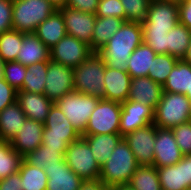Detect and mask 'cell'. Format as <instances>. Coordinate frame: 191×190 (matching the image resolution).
<instances>
[{
	"label": "cell",
	"instance_id": "816d5d0a",
	"mask_svg": "<svg viewBox=\"0 0 191 190\" xmlns=\"http://www.w3.org/2000/svg\"><path fill=\"white\" fill-rule=\"evenodd\" d=\"M183 60L189 64H191V42L190 45L188 46L187 53L184 56Z\"/></svg>",
	"mask_w": 191,
	"mask_h": 190
},
{
	"label": "cell",
	"instance_id": "4dcf8cb0",
	"mask_svg": "<svg viewBox=\"0 0 191 190\" xmlns=\"http://www.w3.org/2000/svg\"><path fill=\"white\" fill-rule=\"evenodd\" d=\"M21 178V189L23 190H46L48 176L44 169L32 166L24 159L19 168Z\"/></svg>",
	"mask_w": 191,
	"mask_h": 190
},
{
	"label": "cell",
	"instance_id": "ee69618b",
	"mask_svg": "<svg viewBox=\"0 0 191 190\" xmlns=\"http://www.w3.org/2000/svg\"><path fill=\"white\" fill-rule=\"evenodd\" d=\"M17 99V91L14 90L5 80L0 79V112L13 104Z\"/></svg>",
	"mask_w": 191,
	"mask_h": 190
},
{
	"label": "cell",
	"instance_id": "484cf974",
	"mask_svg": "<svg viewBox=\"0 0 191 190\" xmlns=\"http://www.w3.org/2000/svg\"><path fill=\"white\" fill-rule=\"evenodd\" d=\"M156 56L154 50L142 42L129 57L126 71L131 78L147 77Z\"/></svg>",
	"mask_w": 191,
	"mask_h": 190
},
{
	"label": "cell",
	"instance_id": "9f6ffc18",
	"mask_svg": "<svg viewBox=\"0 0 191 190\" xmlns=\"http://www.w3.org/2000/svg\"><path fill=\"white\" fill-rule=\"evenodd\" d=\"M186 97L191 101V90L187 91Z\"/></svg>",
	"mask_w": 191,
	"mask_h": 190
},
{
	"label": "cell",
	"instance_id": "74e56055",
	"mask_svg": "<svg viewBox=\"0 0 191 190\" xmlns=\"http://www.w3.org/2000/svg\"><path fill=\"white\" fill-rule=\"evenodd\" d=\"M125 11V21L142 23L147 16L151 0H120Z\"/></svg>",
	"mask_w": 191,
	"mask_h": 190
},
{
	"label": "cell",
	"instance_id": "e575fe53",
	"mask_svg": "<svg viewBox=\"0 0 191 190\" xmlns=\"http://www.w3.org/2000/svg\"><path fill=\"white\" fill-rule=\"evenodd\" d=\"M23 157L11 147L10 141L0 140V179L19 172Z\"/></svg>",
	"mask_w": 191,
	"mask_h": 190
},
{
	"label": "cell",
	"instance_id": "f546056e",
	"mask_svg": "<svg viewBox=\"0 0 191 190\" xmlns=\"http://www.w3.org/2000/svg\"><path fill=\"white\" fill-rule=\"evenodd\" d=\"M191 42V30L178 23L167 33V54L183 59Z\"/></svg>",
	"mask_w": 191,
	"mask_h": 190
},
{
	"label": "cell",
	"instance_id": "cb8c5ba5",
	"mask_svg": "<svg viewBox=\"0 0 191 190\" xmlns=\"http://www.w3.org/2000/svg\"><path fill=\"white\" fill-rule=\"evenodd\" d=\"M81 136L88 142L92 154L100 166L110 158L114 148L123 139L120 133Z\"/></svg>",
	"mask_w": 191,
	"mask_h": 190
},
{
	"label": "cell",
	"instance_id": "8fae6325",
	"mask_svg": "<svg viewBox=\"0 0 191 190\" xmlns=\"http://www.w3.org/2000/svg\"><path fill=\"white\" fill-rule=\"evenodd\" d=\"M93 51L86 43L74 36H64L50 48V60L64 66L75 68L84 62Z\"/></svg>",
	"mask_w": 191,
	"mask_h": 190
},
{
	"label": "cell",
	"instance_id": "6da1fadb",
	"mask_svg": "<svg viewBox=\"0 0 191 190\" xmlns=\"http://www.w3.org/2000/svg\"><path fill=\"white\" fill-rule=\"evenodd\" d=\"M142 42L143 29L141 23L124 21L120 29L98 53L108 67L126 71L129 57Z\"/></svg>",
	"mask_w": 191,
	"mask_h": 190
},
{
	"label": "cell",
	"instance_id": "83f0119b",
	"mask_svg": "<svg viewBox=\"0 0 191 190\" xmlns=\"http://www.w3.org/2000/svg\"><path fill=\"white\" fill-rule=\"evenodd\" d=\"M156 168L162 190H186L185 155L175 165Z\"/></svg>",
	"mask_w": 191,
	"mask_h": 190
},
{
	"label": "cell",
	"instance_id": "8d00e7d4",
	"mask_svg": "<svg viewBox=\"0 0 191 190\" xmlns=\"http://www.w3.org/2000/svg\"><path fill=\"white\" fill-rule=\"evenodd\" d=\"M178 61L177 58L169 54H159L153 59V65L148 71V76L157 84L163 86Z\"/></svg>",
	"mask_w": 191,
	"mask_h": 190
},
{
	"label": "cell",
	"instance_id": "4fadbf2b",
	"mask_svg": "<svg viewBox=\"0 0 191 190\" xmlns=\"http://www.w3.org/2000/svg\"><path fill=\"white\" fill-rule=\"evenodd\" d=\"M139 165H153L156 125L150 123L123 136Z\"/></svg>",
	"mask_w": 191,
	"mask_h": 190
},
{
	"label": "cell",
	"instance_id": "11a10c76",
	"mask_svg": "<svg viewBox=\"0 0 191 190\" xmlns=\"http://www.w3.org/2000/svg\"><path fill=\"white\" fill-rule=\"evenodd\" d=\"M165 1L176 2L179 4V3L186 1V0H165Z\"/></svg>",
	"mask_w": 191,
	"mask_h": 190
},
{
	"label": "cell",
	"instance_id": "f6af8a7d",
	"mask_svg": "<svg viewBox=\"0 0 191 190\" xmlns=\"http://www.w3.org/2000/svg\"><path fill=\"white\" fill-rule=\"evenodd\" d=\"M98 4L99 0H68L67 7L95 14Z\"/></svg>",
	"mask_w": 191,
	"mask_h": 190
},
{
	"label": "cell",
	"instance_id": "d6a6232c",
	"mask_svg": "<svg viewBox=\"0 0 191 190\" xmlns=\"http://www.w3.org/2000/svg\"><path fill=\"white\" fill-rule=\"evenodd\" d=\"M66 150L47 148L41 144L34 151L24 156L23 159L32 166L45 169L59 163L64 158Z\"/></svg>",
	"mask_w": 191,
	"mask_h": 190
},
{
	"label": "cell",
	"instance_id": "44dd1931",
	"mask_svg": "<svg viewBox=\"0 0 191 190\" xmlns=\"http://www.w3.org/2000/svg\"><path fill=\"white\" fill-rule=\"evenodd\" d=\"M16 101L28 119H33L40 123H45L50 108L54 104L44 94L18 91Z\"/></svg>",
	"mask_w": 191,
	"mask_h": 190
},
{
	"label": "cell",
	"instance_id": "52a82bcc",
	"mask_svg": "<svg viewBox=\"0 0 191 190\" xmlns=\"http://www.w3.org/2000/svg\"><path fill=\"white\" fill-rule=\"evenodd\" d=\"M99 100L98 97L72 91L58 99L55 104L82 135Z\"/></svg>",
	"mask_w": 191,
	"mask_h": 190
},
{
	"label": "cell",
	"instance_id": "8992f818",
	"mask_svg": "<svg viewBox=\"0 0 191 190\" xmlns=\"http://www.w3.org/2000/svg\"><path fill=\"white\" fill-rule=\"evenodd\" d=\"M81 137L65 114L54 103L44 123L42 144L52 149H67L68 145Z\"/></svg>",
	"mask_w": 191,
	"mask_h": 190
},
{
	"label": "cell",
	"instance_id": "60d3db41",
	"mask_svg": "<svg viewBox=\"0 0 191 190\" xmlns=\"http://www.w3.org/2000/svg\"><path fill=\"white\" fill-rule=\"evenodd\" d=\"M183 155L191 154V120L171 129Z\"/></svg>",
	"mask_w": 191,
	"mask_h": 190
},
{
	"label": "cell",
	"instance_id": "603a6c76",
	"mask_svg": "<svg viewBox=\"0 0 191 190\" xmlns=\"http://www.w3.org/2000/svg\"><path fill=\"white\" fill-rule=\"evenodd\" d=\"M34 34L50 49L67 35L63 15L60 10L54 11L38 25Z\"/></svg>",
	"mask_w": 191,
	"mask_h": 190
},
{
	"label": "cell",
	"instance_id": "277c9868",
	"mask_svg": "<svg viewBox=\"0 0 191 190\" xmlns=\"http://www.w3.org/2000/svg\"><path fill=\"white\" fill-rule=\"evenodd\" d=\"M191 120V101L185 94L163 92L154 109V124L158 128L172 129Z\"/></svg>",
	"mask_w": 191,
	"mask_h": 190
},
{
	"label": "cell",
	"instance_id": "ab89813d",
	"mask_svg": "<svg viewBox=\"0 0 191 190\" xmlns=\"http://www.w3.org/2000/svg\"><path fill=\"white\" fill-rule=\"evenodd\" d=\"M96 17H115L125 20V11L120 0H99Z\"/></svg>",
	"mask_w": 191,
	"mask_h": 190
},
{
	"label": "cell",
	"instance_id": "9c48e42d",
	"mask_svg": "<svg viewBox=\"0 0 191 190\" xmlns=\"http://www.w3.org/2000/svg\"><path fill=\"white\" fill-rule=\"evenodd\" d=\"M121 103L100 99L90 115L88 125L82 135L120 133Z\"/></svg>",
	"mask_w": 191,
	"mask_h": 190
},
{
	"label": "cell",
	"instance_id": "4316f807",
	"mask_svg": "<svg viewBox=\"0 0 191 190\" xmlns=\"http://www.w3.org/2000/svg\"><path fill=\"white\" fill-rule=\"evenodd\" d=\"M191 90V64L180 59L170 72L166 83L163 85L164 92L185 94Z\"/></svg>",
	"mask_w": 191,
	"mask_h": 190
},
{
	"label": "cell",
	"instance_id": "1f68e13d",
	"mask_svg": "<svg viewBox=\"0 0 191 190\" xmlns=\"http://www.w3.org/2000/svg\"><path fill=\"white\" fill-rule=\"evenodd\" d=\"M128 185L134 190H162L157 168L154 165H140Z\"/></svg>",
	"mask_w": 191,
	"mask_h": 190
},
{
	"label": "cell",
	"instance_id": "b9f144b4",
	"mask_svg": "<svg viewBox=\"0 0 191 190\" xmlns=\"http://www.w3.org/2000/svg\"><path fill=\"white\" fill-rule=\"evenodd\" d=\"M143 42L151 47L157 55L167 54V33L143 31Z\"/></svg>",
	"mask_w": 191,
	"mask_h": 190
},
{
	"label": "cell",
	"instance_id": "ffe728a7",
	"mask_svg": "<svg viewBox=\"0 0 191 190\" xmlns=\"http://www.w3.org/2000/svg\"><path fill=\"white\" fill-rule=\"evenodd\" d=\"M163 92V86L149 77L132 78L127 100L141 102L155 109Z\"/></svg>",
	"mask_w": 191,
	"mask_h": 190
},
{
	"label": "cell",
	"instance_id": "d590c367",
	"mask_svg": "<svg viewBox=\"0 0 191 190\" xmlns=\"http://www.w3.org/2000/svg\"><path fill=\"white\" fill-rule=\"evenodd\" d=\"M23 33L10 30L0 34V58L4 61H16L22 47Z\"/></svg>",
	"mask_w": 191,
	"mask_h": 190
},
{
	"label": "cell",
	"instance_id": "7a4b0ae2",
	"mask_svg": "<svg viewBox=\"0 0 191 190\" xmlns=\"http://www.w3.org/2000/svg\"><path fill=\"white\" fill-rule=\"evenodd\" d=\"M139 166L129 145L122 139L102 164L99 180L111 189L126 185Z\"/></svg>",
	"mask_w": 191,
	"mask_h": 190
},
{
	"label": "cell",
	"instance_id": "836d02e7",
	"mask_svg": "<svg viewBox=\"0 0 191 190\" xmlns=\"http://www.w3.org/2000/svg\"><path fill=\"white\" fill-rule=\"evenodd\" d=\"M49 61L27 66V73L20 91L44 94L45 80Z\"/></svg>",
	"mask_w": 191,
	"mask_h": 190
},
{
	"label": "cell",
	"instance_id": "5bb4252c",
	"mask_svg": "<svg viewBox=\"0 0 191 190\" xmlns=\"http://www.w3.org/2000/svg\"><path fill=\"white\" fill-rule=\"evenodd\" d=\"M120 135L123 137L141 127L154 123V109L141 102L126 100L121 103Z\"/></svg>",
	"mask_w": 191,
	"mask_h": 190
},
{
	"label": "cell",
	"instance_id": "681fc988",
	"mask_svg": "<svg viewBox=\"0 0 191 190\" xmlns=\"http://www.w3.org/2000/svg\"><path fill=\"white\" fill-rule=\"evenodd\" d=\"M186 190L191 189V154L185 155Z\"/></svg>",
	"mask_w": 191,
	"mask_h": 190
},
{
	"label": "cell",
	"instance_id": "f1b7e54d",
	"mask_svg": "<svg viewBox=\"0 0 191 190\" xmlns=\"http://www.w3.org/2000/svg\"><path fill=\"white\" fill-rule=\"evenodd\" d=\"M125 20L115 17H96L92 35L91 50L98 52L120 29Z\"/></svg>",
	"mask_w": 191,
	"mask_h": 190
},
{
	"label": "cell",
	"instance_id": "bcb514c9",
	"mask_svg": "<svg viewBox=\"0 0 191 190\" xmlns=\"http://www.w3.org/2000/svg\"><path fill=\"white\" fill-rule=\"evenodd\" d=\"M179 23L191 30V0H186L178 4Z\"/></svg>",
	"mask_w": 191,
	"mask_h": 190
},
{
	"label": "cell",
	"instance_id": "7bdbcfd3",
	"mask_svg": "<svg viewBox=\"0 0 191 190\" xmlns=\"http://www.w3.org/2000/svg\"><path fill=\"white\" fill-rule=\"evenodd\" d=\"M13 0H0V34L13 29Z\"/></svg>",
	"mask_w": 191,
	"mask_h": 190
},
{
	"label": "cell",
	"instance_id": "7c38bea8",
	"mask_svg": "<svg viewBox=\"0 0 191 190\" xmlns=\"http://www.w3.org/2000/svg\"><path fill=\"white\" fill-rule=\"evenodd\" d=\"M74 69L49 61L44 95L54 103L67 93L74 91Z\"/></svg>",
	"mask_w": 191,
	"mask_h": 190
},
{
	"label": "cell",
	"instance_id": "f907efd6",
	"mask_svg": "<svg viewBox=\"0 0 191 190\" xmlns=\"http://www.w3.org/2000/svg\"><path fill=\"white\" fill-rule=\"evenodd\" d=\"M51 4L57 9H61L63 7H67L68 0H49Z\"/></svg>",
	"mask_w": 191,
	"mask_h": 190
},
{
	"label": "cell",
	"instance_id": "f35d334b",
	"mask_svg": "<svg viewBox=\"0 0 191 190\" xmlns=\"http://www.w3.org/2000/svg\"><path fill=\"white\" fill-rule=\"evenodd\" d=\"M27 66L17 61H7L4 65V80L17 92L23 87Z\"/></svg>",
	"mask_w": 191,
	"mask_h": 190
},
{
	"label": "cell",
	"instance_id": "7402d4cb",
	"mask_svg": "<svg viewBox=\"0 0 191 190\" xmlns=\"http://www.w3.org/2000/svg\"><path fill=\"white\" fill-rule=\"evenodd\" d=\"M16 61L24 66L50 61V49L34 33H23L22 47Z\"/></svg>",
	"mask_w": 191,
	"mask_h": 190
},
{
	"label": "cell",
	"instance_id": "30bf717a",
	"mask_svg": "<svg viewBox=\"0 0 191 190\" xmlns=\"http://www.w3.org/2000/svg\"><path fill=\"white\" fill-rule=\"evenodd\" d=\"M178 23V3L165 0H151L146 19L141 25L143 31L168 33Z\"/></svg>",
	"mask_w": 191,
	"mask_h": 190
},
{
	"label": "cell",
	"instance_id": "db71d44e",
	"mask_svg": "<svg viewBox=\"0 0 191 190\" xmlns=\"http://www.w3.org/2000/svg\"><path fill=\"white\" fill-rule=\"evenodd\" d=\"M4 65L5 62L0 58V79H3L4 77Z\"/></svg>",
	"mask_w": 191,
	"mask_h": 190
},
{
	"label": "cell",
	"instance_id": "d4e9b609",
	"mask_svg": "<svg viewBox=\"0 0 191 190\" xmlns=\"http://www.w3.org/2000/svg\"><path fill=\"white\" fill-rule=\"evenodd\" d=\"M26 118L17 101L4 108L0 112V140L10 141L18 133Z\"/></svg>",
	"mask_w": 191,
	"mask_h": 190
},
{
	"label": "cell",
	"instance_id": "e0dca14e",
	"mask_svg": "<svg viewBox=\"0 0 191 190\" xmlns=\"http://www.w3.org/2000/svg\"><path fill=\"white\" fill-rule=\"evenodd\" d=\"M44 124L26 118L18 133L10 140L11 147L22 157L42 144Z\"/></svg>",
	"mask_w": 191,
	"mask_h": 190
},
{
	"label": "cell",
	"instance_id": "2e32d148",
	"mask_svg": "<svg viewBox=\"0 0 191 190\" xmlns=\"http://www.w3.org/2000/svg\"><path fill=\"white\" fill-rule=\"evenodd\" d=\"M183 157L171 129H162L156 126L154 147L155 167H164L177 164Z\"/></svg>",
	"mask_w": 191,
	"mask_h": 190
},
{
	"label": "cell",
	"instance_id": "ac0fdd59",
	"mask_svg": "<svg viewBox=\"0 0 191 190\" xmlns=\"http://www.w3.org/2000/svg\"><path fill=\"white\" fill-rule=\"evenodd\" d=\"M131 76L127 71L110 68L106 65L104 73V98L115 102L128 99Z\"/></svg>",
	"mask_w": 191,
	"mask_h": 190
},
{
	"label": "cell",
	"instance_id": "c3c4849f",
	"mask_svg": "<svg viewBox=\"0 0 191 190\" xmlns=\"http://www.w3.org/2000/svg\"><path fill=\"white\" fill-rule=\"evenodd\" d=\"M79 190H111V188L104 185L99 179L83 181Z\"/></svg>",
	"mask_w": 191,
	"mask_h": 190
},
{
	"label": "cell",
	"instance_id": "7dc6e473",
	"mask_svg": "<svg viewBox=\"0 0 191 190\" xmlns=\"http://www.w3.org/2000/svg\"><path fill=\"white\" fill-rule=\"evenodd\" d=\"M20 173H14L6 178L0 179V190H20L21 189Z\"/></svg>",
	"mask_w": 191,
	"mask_h": 190
},
{
	"label": "cell",
	"instance_id": "f5cc1de1",
	"mask_svg": "<svg viewBox=\"0 0 191 190\" xmlns=\"http://www.w3.org/2000/svg\"><path fill=\"white\" fill-rule=\"evenodd\" d=\"M111 190H134V189L130 187L128 184H126V185H120V186L114 187Z\"/></svg>",
	"mask_w": 191,
	"mask_h": 190
},
{
	"label": "cell",
	"instance_id": "9a60e30c",
	"mask_svg": "<svg viewBox=\"0 0 191 190\" xmlns=\"http://www.w3.org/2000/svg\"><path fill=\"white\" fill-rule=\"evenodd\" d=\"M59 10L63 15L67 35L76 37L91 48L96 15L70 7H63Z\"/></svg>",
	"mask_w": 191,
	"mask_h": 190
},
{
	"label": "cell",
	"instance_id": "5b68a950",
	"mask_svg": "<svg viewBox=\"0 0 191 190\" xmlns=\"http://www.w3.org/2000/svg\"><path fill=\"white\" fill-rule=\"evenodd\" d=\"M56 10L49 0H13V30L34 33L38 25Z\"/></svg>",
	"mask_w": 191,
	"mask_h": 190
},
{
	"label": "cell",
	"instance_id": "3957f363",
	"mask_svg": "<svg viewBox=\"0 0 191 190\" xmlns=\"http://www.w3.org/2000/svg\"><path fill=\"white\" fill-rule=\"evenodd\" d=\"M106 63L98 52H93L74 69V91L104 98V73Z\"/></svg>",
	"mask_w": 191,
	"mask_h": 190
},
{
	"label": "cell",
	"instance_id": "d6986e66",
	"mask_svg": "<svg viewBox=\"0 0 191 190\" xmlns=\"http://www.w3.org/2000/svg\"><path fill=\"white\" fill-rule=\"evenodd\" d=\"M48 176L46 190H79L82 180L66 164L63 158L59 163L44 169Z\"/></svg>",
	"mask_w": 191,
	"mask_h": 190
},
{
	"label": "cell",
	"instance_id": "ba28073f",
	"mask_svg": "<svg viewBox=\"0 0 191 190\" xmlns=\"http://www.w3.org/2000/svg\"><path fill=\"white\" fill-rule=\"evenodd\" d=\"M66 164L82 180H98L101 166L94 158L88 142L81 136L70 143L64 155Z\"/></svg>",
	"mask_w": 191,
	"mask_h": 190
}]
</instances>
